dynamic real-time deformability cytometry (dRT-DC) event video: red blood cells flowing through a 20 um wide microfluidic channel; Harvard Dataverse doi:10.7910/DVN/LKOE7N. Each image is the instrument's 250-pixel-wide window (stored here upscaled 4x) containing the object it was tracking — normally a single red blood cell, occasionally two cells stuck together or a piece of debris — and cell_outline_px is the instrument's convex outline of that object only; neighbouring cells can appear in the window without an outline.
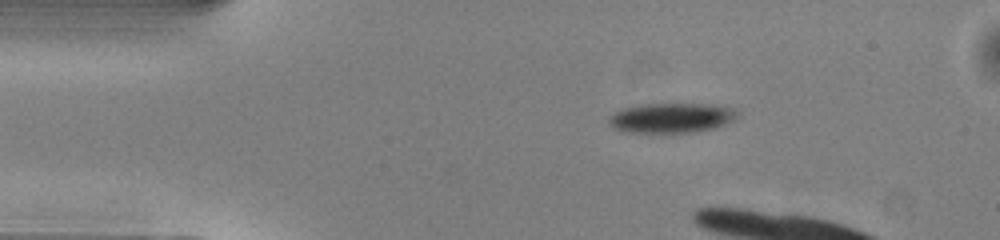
{"species": "common noctule bat (a hibernating species)", "species_latin": "Nyctalus noctula", "temperature_condition": "warm", "stored_images_in_passage": 13, "camera_frame_rate_fps": 3000, "um_per_image_px": 0.085, "animal": {"sex": "male", "body_mass_g": 13.0, "forearm_length_mm": 53.1}, "frame": {"image": 1, "passage_image": 8, "time_ms": 2.333, "image_size_px": [1000, 240], "cell_outline_px": [[740, 116], [736, 120], [716, 128], [692, 132], [620, 132], [612, 128], [608, 124], [608, 116], [620, 108], [644, 104], [716, 104], [736, 108], [740, 112]], "centroid_in_image_um": [57.1, 10.01], "position_along_channel_um": 27.9, "area_um2": 23.0}}